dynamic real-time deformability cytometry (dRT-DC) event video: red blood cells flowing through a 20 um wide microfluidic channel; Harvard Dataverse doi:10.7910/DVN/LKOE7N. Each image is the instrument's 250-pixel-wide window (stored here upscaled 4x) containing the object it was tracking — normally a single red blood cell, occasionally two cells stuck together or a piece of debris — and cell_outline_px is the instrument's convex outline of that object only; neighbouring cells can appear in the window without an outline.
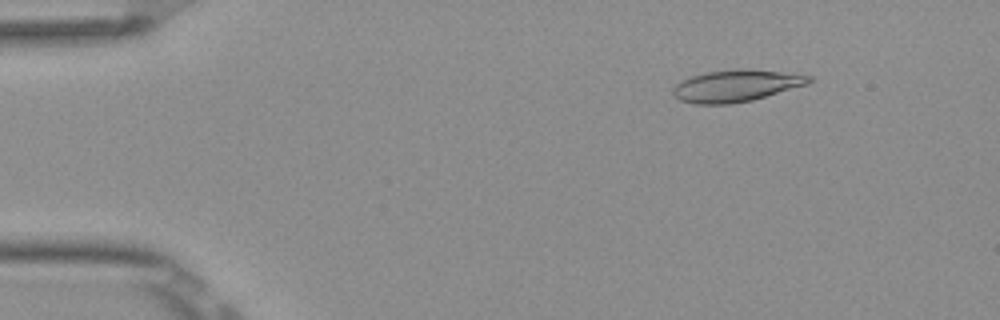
{"species": "Egyptian fruit bat (a non-hibernating species)", "species_latin": "Rousettus aegyptiacus", "temperature_condition": "room temperature", "stored_images_in_passage": 52, "camera_frame_rate_fps": 3000, "um_per_image_px": 0.085, "frame": {"image": 1, "passage_image": 7, "time_ms": 2.0, "image_size_px": [1000, 320], "cell_outline_px": [[812, 80], [808, 84], [752, 100], [732, 104], [696, 104], [680, 100], [672, 92], [672, 88], [680, 80], [688, 76], [708, 72], [736, 68], [780, 72], [812, 76]], "centroid_in_image_um": [62.52, 7.29], "position_along_channel_um": 22.5, "area_um2": 25.14}}
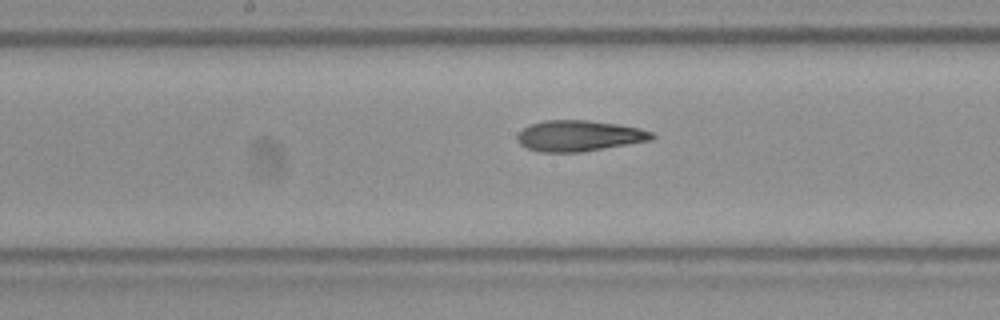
{"frame": {"image": 2, "passage_image": 27, "time_ms": 8.667, "image_size_px": [1000, 320], "cell_outline_px": [[656, 136], [652, 140], [580, 152], [540, 152], [528, 148], [520, 144], [516, 140], [516, 136], [524, 128], [532, 124], [544, 120], [588, 120], [616, 124], [640, 128], [652, 132]], "centroid_in_image_um": [49.22, 11.54], "position_along_channel_um": 199.0, "area_um2": 24.1}}
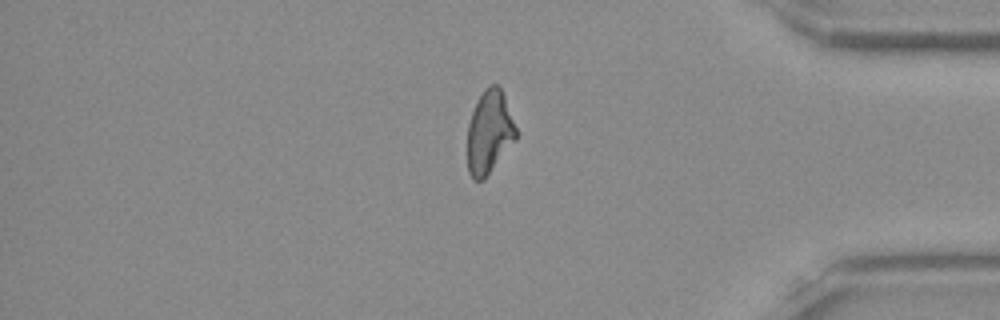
{"frame": {"image": 3, "passage_image": 44, "time_ms": 14.333, "image_size_px": [1000, 320], "cell_outline_px": [[516, 140], [484, 180], [472, 180], [468, 172], [468, 124], [472, 112], [484, 88], [492, 84], [496, 84], [500, 88], [504, 96], [516, 128]], "centroid_in_image_um": [41.59, 11.28], "position_along_channel_um": 393.6, "area_um2": 23.35}, "authors_computed_cell_mechanics": {"area_um2": 24.3916, "velocity_mm_per_s": 3.8818, "shape_relaxation_time_tau1_ms": 7.8851, "shape_relaxation_time_tau2_ms": 2.6614, "deformation_change_tau1": 0.2208, "deformation_change_tau2": 0.0987}}